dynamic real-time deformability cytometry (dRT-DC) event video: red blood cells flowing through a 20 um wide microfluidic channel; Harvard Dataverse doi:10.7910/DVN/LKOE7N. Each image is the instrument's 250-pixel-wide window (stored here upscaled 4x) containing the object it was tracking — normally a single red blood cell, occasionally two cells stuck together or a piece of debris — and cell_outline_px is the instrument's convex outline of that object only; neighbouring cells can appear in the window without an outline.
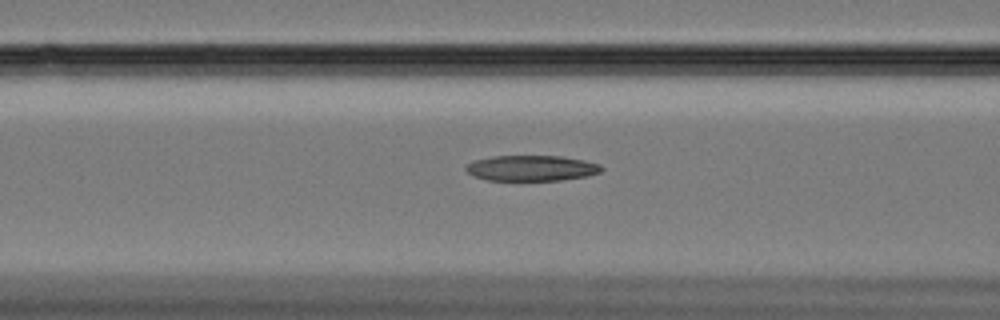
{"species": "Egyptian fruit bat (a non-hibernating species)", "species_latin": "Rousettus aegyptiacus", "temperature_condition": "cold", "stored_images_in_passage": 40, "camera_frame_rate_fps": 3000, "um_per_image_px": 0.085, "animal": {"sex": "female"}, "frame": {"image": 1, "passage_image": 7, "time_ms": 2.0, "image_size_px": [1000, 320], "cell_outline_px": [[604, 168], [600, 172], [588, 176], [560, 180], [488, 180], [472, 176], [464, 168], [468, 164], [476, 160], [492, 156], [560, 156], [584, 160], [600, 164]], "centroid_in_image_um": [45.19, 14.29], "position_along_channel_um": 121.4, "area_um2": 20.17}}
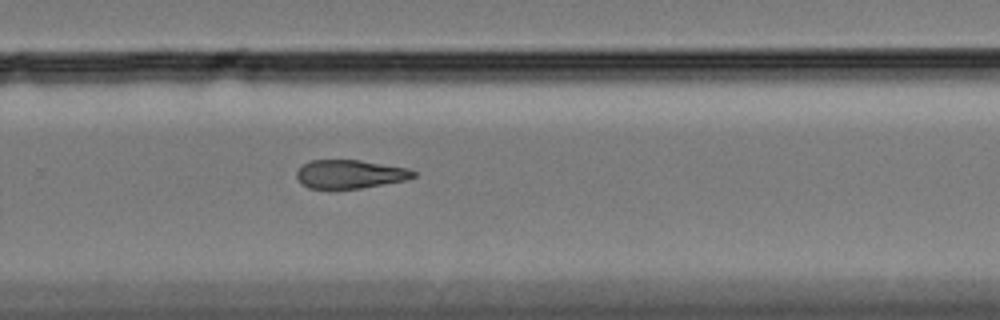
{"frame": {"image": 2, "passage_image": 23, "time_ms": 7.333, "image_size_px": [1000, 320], "cell_outline_px": [[416, 176], [404, 180], [360, 188], [308, 188], [300, 184], [296, 176], [296, 172], [304, 164], [312, 160], [360, 160], [408, 168], [416, 172]], "centroid_in_image_um": [29.73, 14.79], "position_along_channel_um": 300.1, "area_um2": 19.25}}
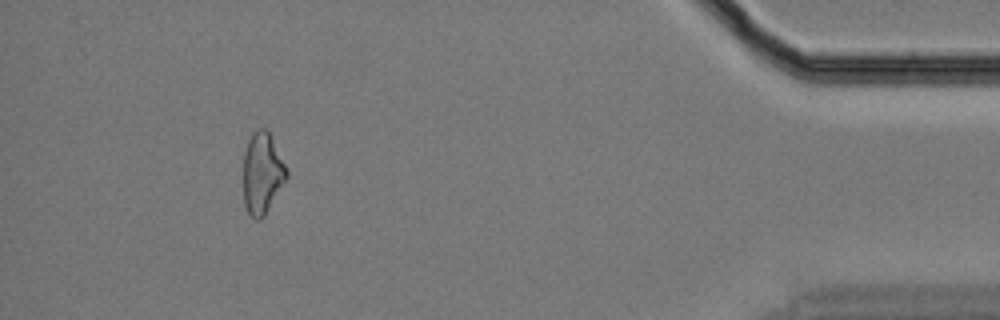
{"frame": {"image": 3, "passage_image": 38, "time_ms": 12.333, "image_size_px": [1000, 320], "cell_outline_px": [[288, 176], [264, 216], [260, 220], [256, 220], [248, 212], [244, 204], [244, 152], [248, 140], [252, 132], [256, 128], [264, 128], [268, 132], [288, 172]], "centroid_in_image_um": [22.27, 14.73], "position_along_channel_um": 412.9, "area_um2": 20.11}}